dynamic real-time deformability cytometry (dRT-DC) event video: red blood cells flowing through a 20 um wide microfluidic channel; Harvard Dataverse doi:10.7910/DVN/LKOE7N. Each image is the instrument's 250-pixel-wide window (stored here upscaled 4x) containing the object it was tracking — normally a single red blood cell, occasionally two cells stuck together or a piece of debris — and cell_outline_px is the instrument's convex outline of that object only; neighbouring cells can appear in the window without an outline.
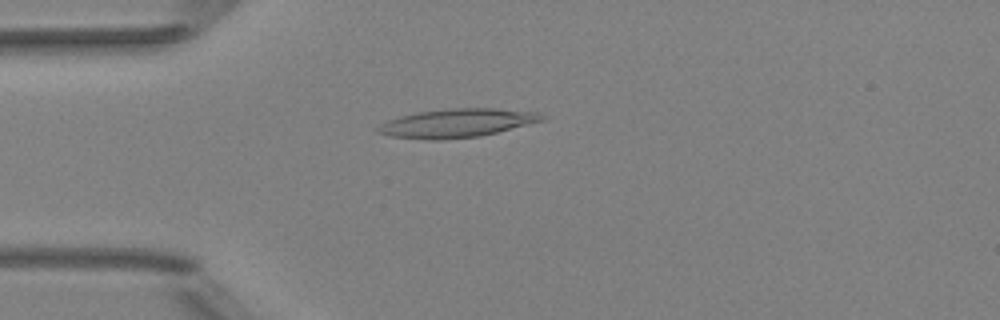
{"species": "Egyptian fruit bat (a non-hibernating species)", "species_latin": "Rousettus aegyptiacus", "temperature_condition": "room temperature", "stored_images_in_passage": 50, "camera_frame_rate_fps": 3000, "um_per_image_px": 0.085, "animal": {"sex": "female"}, "frame": {"image": 1, "passage_image": 13, "time_ms": 4.0, "image_size_px": [1000, 320], "cell_outline_px": [[548, 116], [544, 120], [480, 136], [440, 140], [424, 140], [392, 136], [376, 132], [376, 128], [380, 124], [388, 120], [400, 116], [416, 112], [456, 108], [496, 108], [536, 112]], "centroid_in_image_um": [38.82, 10.46], "position_along_channel_um": 46.2, "area_um2": 27.28}}
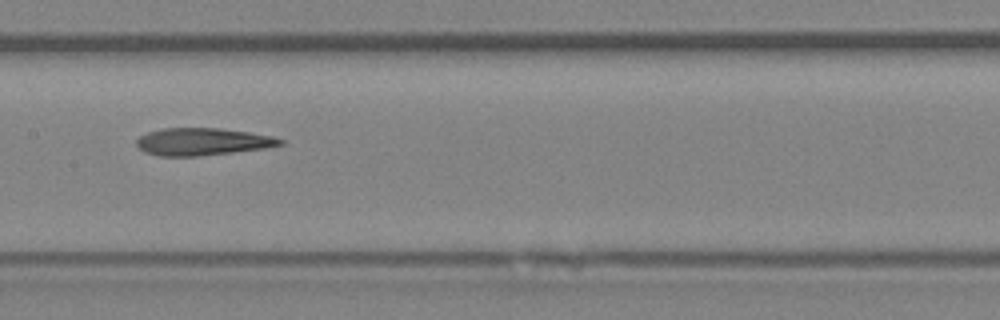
{"frame": {"image": 2, "passage_image": 25, "time_ms": 8.0, "image_size_px": [1000, 320], "cell_outline_px": [[284, 144], [264, 148], [232, 152], [196, 156], [160, 156], [144, 152], [136, 144], [136, 140], [140, 136], [148, 132], [164, 128], [220, 128], [248, 132], [272, 136], [284, 140]], "centroid_in_image_um": [17.2, 12.04], "position_along_channel_um": 190.2, "area_um2": 22.72}}
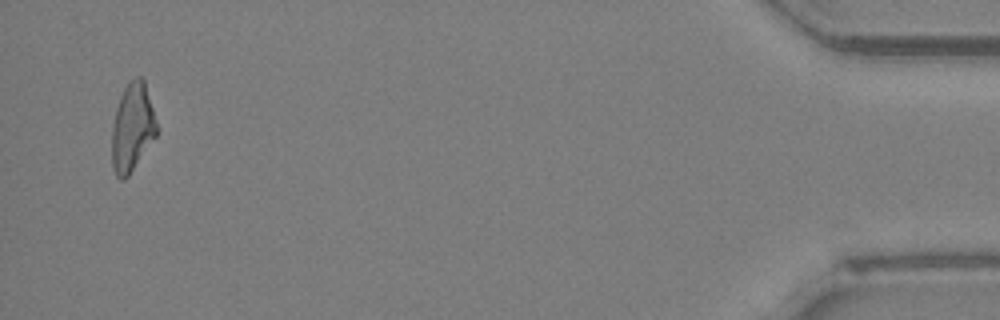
{"frame": {"image": 3, "passage_image": 49, "time_ms": 16.0, "image_size_px": [1000, 320], "cell_outline_px": [[156, 136], [128, 176], [124, 180], [120, 180], [116, 176], [112, 168], [112, 124], [116, 108], [120, 96], [128, 80], [136, 76], [140, 76], [144, 80], [152, 108], [156, 124]], "centroid_in_image_um": [11.21, 10.83], "position_along_channel_um": 424.0, "area_um2": 22.89}, "authors_computed_cell_mechanics": {"area_um2": 23.6113, "velocity_mm_per_s": 4.0185, "shape_relaxation_time_tau1_ms": 8.1436, "shape_relaxation_time_tau2_ms": 3.5076, "deformation_change_tau1": 0.2353, "deformation_change_tau2": 0.1643}}